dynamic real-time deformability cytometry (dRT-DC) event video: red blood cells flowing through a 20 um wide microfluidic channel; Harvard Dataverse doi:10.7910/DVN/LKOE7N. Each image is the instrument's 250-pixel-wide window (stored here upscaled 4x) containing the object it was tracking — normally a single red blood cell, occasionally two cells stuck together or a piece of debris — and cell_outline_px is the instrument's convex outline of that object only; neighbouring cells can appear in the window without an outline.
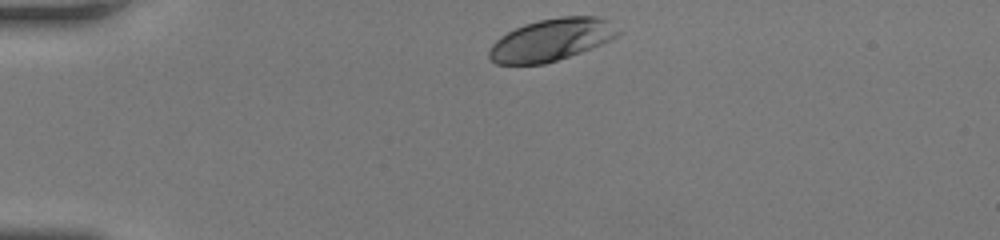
{"species": "human", "species_latin": "Homo sapiens", "temperature_condition": "room temperature", "stored_images_in_passage": 31, "camera_frame_rate_fps": 3000, "um_per_image_px": 0.085, "donor": {"sex": "female"}, "frame": {"image": 1, "passage_image": 1, "time_ms": 0.0, "image_size_px": [1000, 240], "cell_outline_px": [[620, 32], [616, 36], [592, 48], [544, 64], [496, 64], [488, 56], [488, 52], [492, 44], [500, 36], [524, 24], [540, 20], [560, 16], [600, 16], [608, 20]], "centroid_in_image_um": [46.84, 3.37], "position_along_channel_um": 38.2, "area_um2": 31.39}}
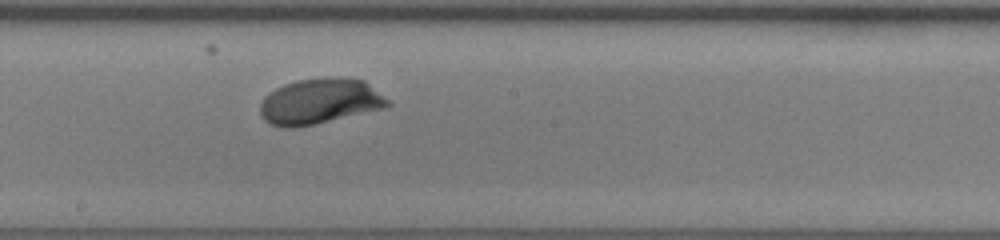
{"frame": {"image": 2, "passage_image": 18, "time_ms": 5.667, "image_size_px": [1000, 240], "cell_outline_px": [[392, 104], [384, 108], [316, 124], [296, 128], [284, 128], [272, 124], [264, 120], [260, 116], [260, 104], [264, 96], [276, 88], [284, 84], [296, 80], [328, 76], [344, 76], [364, 80], [388, 100]], "centroid_in_image_um": [27.16, 8.6], "position_along_channel_um": 221.0, "area_um2": 34.22}}
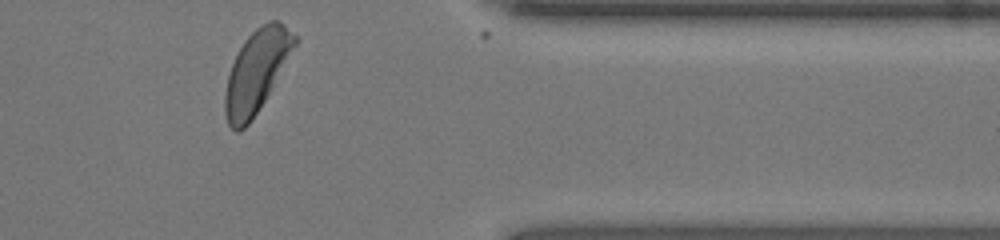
{"frame": {"image": 3, "passage_image": 31, "time_ms": 10.0, "image_size_px": [1000, 240], "cell_outline_px": [[300, 40], [264, 100], [248, 124], [240, 132], [236, 132], [228, 124], [224, 112], [224, 92], [228, 76], [232, 64], [244, 40], [260, 24], [268, 20], [280, 20]], "centroid_in_image_um": [21.81, 6.03], "position_along_channel_um": 389.6, "area_um2": 33.18}, "authors_computed_cell_mechanics": {"area_um2": 32.7148, "velocity_mm_per_s": 4.1779, "shape_relaxation_time_tau1_ms": 1.387, "shape_relaxation_time_tau2_ms": null, "deformation_change_tau1": 0.11, "deformation_change_tau2": null}}